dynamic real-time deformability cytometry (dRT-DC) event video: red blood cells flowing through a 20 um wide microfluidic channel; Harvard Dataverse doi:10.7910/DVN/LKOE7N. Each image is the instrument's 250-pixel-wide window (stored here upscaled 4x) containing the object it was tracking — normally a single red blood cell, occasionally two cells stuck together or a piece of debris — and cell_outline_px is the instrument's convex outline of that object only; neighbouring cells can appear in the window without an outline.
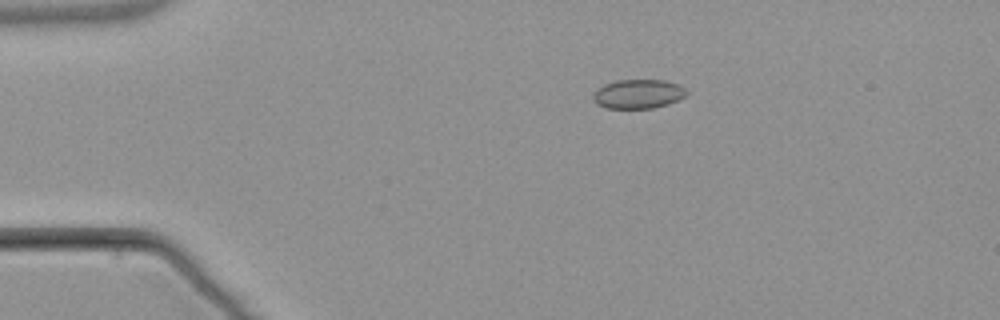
{"species": "common noctule bat (a hibernating species)", "species_latin": "Nyctalus noctula", "temperature_condition": "warm", "stored_images_in_passage": 7, "camera_frame_rate_fps": 3000, "um_per_image_px": 0.085, "animal": {"sex": "male", "body_mass_g": 21.5, "forearm_length_mm": 52.0}, "frame": {"image": 1, "passage_image": 3, "time_ms": 3.333, "image_size_px": [1000, 320], "cell_outline_px": [[688, 92], [684, 96], [668, 104], [652, 108], [604, 108], [596, 104], [592, 100], [592, 96], [604, 84], [616, 80], [664, 80], [680, 84]], "centroid_in_image_um": [54.23, 7.98], "position_along_channel_um": 30.8, "area_um2": 15.84}}
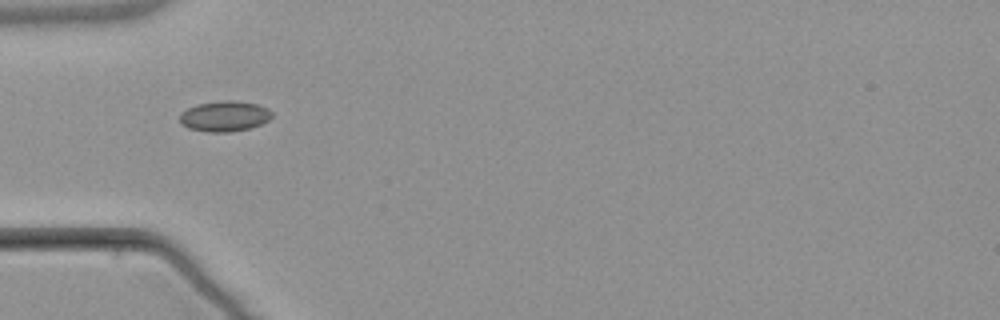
{"frame": {"image": 2, "passage_image": 5, "time_ms": 5.667, "image_size_px": [1000, 320], "cell_outline_px": [[272, 116], [268, 120], [260, 124], [248, 128], [228, 132], [208, 132], [188, 128], [180, 124], [180, 112], [196, 104], [224, 100], [236, 100], [256, 104], [268, 108], [272, 112]], "centroid_in_image_um": [19.06, 9.87], "position_along_channel_um": 65.9, "area_um2": 16.42}}
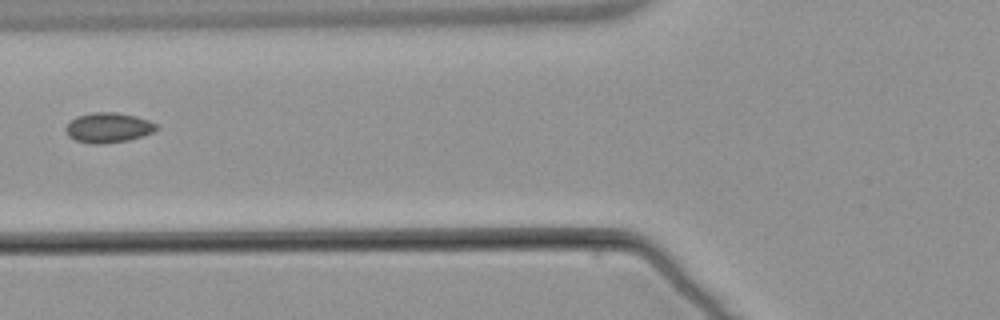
{"frame": {"image": 3, "passage_image": 6, "time_ms": 7.0, "image_size_px": [1000, 320], "cell_outline_px": [[160, 128], [144, 136], [128, 140], [100, 144], [92, 144], [76, 140], [68, 136], [64, 128], [76, 116], [92, 112], [116, 112], [136, 116], [148, 120], [156, 124]], "centroid_in_image_um": [9.21, 10.85], "position_along_channel_um": 116.6, "area_um2": 15.9}}